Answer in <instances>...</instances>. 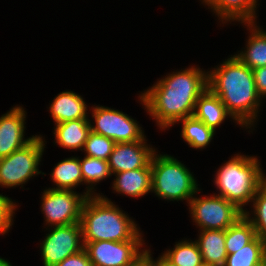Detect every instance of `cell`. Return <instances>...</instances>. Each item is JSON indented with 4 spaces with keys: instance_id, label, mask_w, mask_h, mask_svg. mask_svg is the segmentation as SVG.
Here are the masks:
<instances>
[{
    "instance_id": "32",
    "label": "cell",
    "mask_w": 266,
    "mask_h": 266,
    "mask_svg": "<svg viewBox=\"0 0 266 266\" xmlns=\"http://www.w3.org/2000/svg\"><path fill=\"white\" fill-rule=\"evenodd\" d=\"M144 255L149 259L152 266H176L175 264L170 262L163 254L159 256L156 261L153 260L150 249H145Z\"/></svg>"
},
{
    "instance_id": "34",
    "label": "cell",
    "mask_w": 266,
    "mask_h": 266,
    "mask_svg": "<svg viewBox=\"0 0 266 266\" xmlns=\"http://www.w3.org/2000/svg\"><path fill=\"white\" fill-rule=\"evenodd\" d=\"M9 264H10L9 261H7L4 258L0 257V266H8Z\"/></svg>"
},
{
    "instance_id": "7",
    "label": "cell",
    "mask_w": 266,
    "mask_h": 266,
    "mask_svg": "<svg viewBox=\"0 0 266 266\" xmlns=\"http://www.w3.org/2000/svg\"><path fill=\"white\" fill-rule=\"evenodd\" d=\"M188 205L199 231L226 230L244 215L234 203L217 194L203 198L193 196Z\"/></svg>"
},
{
    "instance_id": "5",
    "label": "cell",
    "mask_w": 266,
    "mask_h": 266,
    "mask_svg": "<svg viewBox=\"0 0 266 266\" xmlns=\"http://www.w3.org/2000/svg\"><path fill=\"white\" fill-rule=\"evenodd\" d=\"M157 153L151 159V192L163 200H187L189 204L191 198L200 191L194 175L173 156Z\"/></svg>"
},
{
    "instance_id": "27",
    "label": "cell",
    "mask_w": 266,
    "mask_h": 266,
    "mask_svg": "<svg viewBox=\"0 0 266 266\" xmlns=\"http://www.w3.org/2000/svg\"><path fill=\"white\" fill-rule=\"evenodd\" d=\"M253 202V217L245 210L244 215L251 222L255 234L266 244V184L263 183L255 193Z\"/></svg>"
},
{
    "instance_id": "11",
    "label": "cell",
    "mask_w": 266,
    "mask_h": 266,
    "mask_svg": "<svg viewBox=\"0 0 266 266\" xmlns=\"http://www.w3.org/2000/svg\"><path fill=\"white\" fill-rule=\"evenodd\" d=\"M41 243L43 266H56L84 249L81 224L53 226Z\"/></svg>"
},
{
    "instance_id": "30",
    "label": "cell",
    "mask_w": 266,
    "mask_h": 266,
    "mask_svg": "<svg viewBox=\"0 0 266 266\" xmlns=\"http://www.w3.org/2000/svg\"><path fill=\"white\" fill-rule=\"evenodd\" d=\"M56 266H93V264L89 260L86 251L83 249L80 252L65 258Z\"/></svg>"
},
{
    "instance_id": "17",
    "label": "cell",
    "mask_w": 266,
    "mask_h": 266,
    "mask_svg": "<svg viewBox=\"0 0 266 266\" xmlns=\"http://www.w3.org/2000/svg\"><path fill=\"white\" fill-rule=\"evenodd\" d=\"M198 245L204 266H224L227 252L225 248V230H201Z\"/></svg>"
},
{
    "instance_id": "8",
    "label": "cell",
    "mask_w": 266,
    "mask_h": 266,
    "mask_svg": "<svg viewBox=\"0 0 266 266\" xmlns=\"http://www.w3.org/2000/svg\"><path fill=\"white\" fill-rule=\"evenodd\" d=\"M141 235L139 231L128 241L84 243V250L93 266H133L145 253V249H141L145 244Z\"/></svg>"
},
{
    "instance_id": "23",
    "label": "cell",
    "mask_w": 266,
    "mask_h": 266,
    "mask_svg": "<svg viewBox=\"0 0 266 266\" xmlns=\"http://www.w3.org/2000/svg\"><path fill=\"white\" fill-rule=\"evenodd\" d=\"M182 122L181 137L188 145L195 149H204L210 144L215 130L208 127L194 116L179 120Z\"/></svg>"
},
{
    "instance_id": "21",
    "label": "cell",
    "mask_w": 266,
    "mask_h": 266,
    "mask_svg": "<svg viewBox=\"0 0 266 266\" xmlns=\"http://www.w3.org/2000/svg\"><path fill=\"white\" fill-rule=\"evenodd\" d=\"M50 175L52 182L56 184L52 189L74 190L78 185L83 184L78 157L71 156L58 162Z\"/></svg>"
},
{
    "instance_id": "28",
    "label": "cell",
    "mask_w": 266,
    "mask_h": 266,
    "mask_svg": "<svg viewBox=\"0 0 266 266\" xmlns=\"http://www.w3.org/2000/svg\"><path fill=\"white\" fill-rule=\"evenodd\" d=\"M115 144L116 143L112 139L91 131L84 144L83 150L88 157L108 161Z\"/></svg>"
},
{
    "instance_id": "2",
    "label": "cell",
    "mask_w": 266,
    "mask_h": 266,
    "mask_svg": "<svg viewBox=\"0 0 266 266\" xmlns=\"http://www.w3.org/2000/svg\"><path fill=\"white\" fill-rule=\"evenodd\" d=\"M208 88L237 124L246 129L254 126L263 99L256 90L252 69L234 55L208 71Z\"/></svg>"
},
{
    "instance_id": "33",
    "label": "cell",
    "mask_w": 266,
    "mask_h": 266,
    "mask_svg": "<svg viewBox=\"0 0 266 266\" xmlns=\"http://www.w3.org/2000/svg\"><path fill=\"white\" fill-rule=\"evenodd\" d=\"M133 266H152V264L150 263L149 259L144 255Z\"/></svg>"
},
{
    "instance_id": "10",
    "label": "cell",
    "mask_w": 266,
    "mask_h": 266,
    "mask_svg": "<svg viewBox=\"0 0 266 266\" xmlns=\"http://www.w3.org/2000/svg\"><path fill=\"white\" fill-rule=\"evenodd\" d=\"M41 197V210L50 227L79 223L87 196L73 190L45 189ZM81 194V195H80Z\"/></svg>"
},
{
    "instance_id": "13",
    "label": "cell",
    "mask_w": 266,
    "mask_h": 266,
    "mask_svg": "<svg viewBox=\"0 0 266 266\" xmlns=\"http://www.w3.org/2000/svg\"><path fill=\"white\" fill-rule=\"evenodd\" d=\"M26 111L15 106L0 117V158L9 156L15 150L24 147L34 139V135L25 139Z\"/></svg>"
},
{
    "instance_id": "15",
    "label": "cell",
    "mask_w": 266,
    "mask_h": 266,
    "mask_svg": "<svg viewBox=\"0 0 266 266\" xmlns=\"http://www.w3.org/2000/svg\"><path fill=\"white\" fill-rule=\"evenodd\" d=\"M84 99L73 91L60 92L51 102L49 111L55 124L66 121L89 119Z\"/></svg>"
},
{
    "instance_id": "24",
    "label": "cell",
    "mask_w": 266,
    "mask_h": 266,
    "mask_svg": "<svg viewBox=\"0 0 266 266\" xmlns=\"http://www.w3.org/2000/svg\"><path fill=\"white\" fill-rule=\"evenodd\" d=\"M80 166L83 184L88 185L86 187V192H84L86 196L89 197L100 194L94 192L96 190H94L93 186L112 176L108 161L85 156L83 159H80Z\"/></svg>"
},
{
    "instance_id": "9",
    "label": "cell",
    "mask_w": 266,
    "mask_h": 266,
    "mask_svg": "<svg viewBox=\"0 0 266 266\" xmlns=\"http://www.w3.org/2000/svg\"><path fill=\"white\" fill-rule=\"evenodd\" d=\"M92 118L95 124L90 123L93 133L106 136L115 143L141 141L146 136L136 120L123 113L105 106H92Z\"/></svg>"
},
{
    "instance_id": "25",
    "label": "cell",
    "mask_w": 266,
    "mask_h": 266,
    "mask_svg": "<svg viewBox=\"0 0 266 266\" xmlns=\"http://www.w3.org/2000/svg\"><path fill=\"white\" fill-rule=\"evenodd\" d=\"M255 229L245 215L225 230V248L227 255L243 248L254 237Z\"/></svg>"
},
{
    "instance_id": "16",
    "label": "cell",
    "mask_w": 266,
    "mask_h": 266,
    "mask_svg": "<svg viewBox=\"0 0 266 266\" xmlns=\"http://www.w3.org/2000/svg\"><path fill=\"white\" fill-rule=\"evenodd\" d=\"M112 188L114 192L133 198L144 196L152 189L151 168H138L116 173Z\"/></svg>"
},
{
    "instance_id": "1",
    "label": "cell",
    "mask_w": 266,
    "mask_h": 266,
    "mask_svg": "<svg viewBox=\"0 0 266 266\" xmlns=\"http://www.w3.org/2000/svg\"><path fill=\"white\" fill-rule=\"evenodd\" d=\"M192 66L169 73L139 95L148 114L161 130L193 116L199 96L208 88V72Z\"/></svg>"
},
{
    "instance_id": "12",
    "label": "cell",
    "mask_w": 266,
    "mask_h": 266,
    "mask_svg": "<svg viewBox=\"0 0 266 266\" xmlns=\"http://www.w3.org/2000/svg\"><path fill=\"white\" fill-rule=\"evenodd\" d=\"M146 141L145 137L141 141L116 143L108 159L111 174L151 168V159L156 149Z\"/></svg>"
},
{
    "instance_id": "22",
    "label": "cell",
    "mask_w": 266,
    "mask_h": 266,
    "mask_svg": "<svg viewBox=\"0 0 266 266\" xmlns=\"http://www.w3.org/2000/svg\"><path fill=\"white\" fill-rule=\"evenodd\" d=\"M266 260V244L255 236L243 248L228 254L224 266H260Z\"/></svg>"
},
{
    "instance_id": "20",
    "label": "cell",
    "mask_w": 266,
    "mask_h": 266,
    "mask_svg": "<svg viewBox=\"0 0 266 266\" xmlns=\"http://www.w3.org/2000/svg\"><path fill=\"white\" fill-rule=\"evenodd\" d=\"M251 36L246 41L247 47L235 56L250 69L266 66V31L257 26L256 22L243 23ZM260 27V28H259Z\"/></svg>"
},
{
    "instance_id": "35",
    "label": "cell",
    "mask_w": 266,
    "mask_h": 266,
    "mask_svg": "<svg viewBox=\"0 0 266 266\" xmlns=\"http://www.w3.org/2000/svg\"><path fill=\"white\" fill-rule=\"evenodd\" d=\"M260 266H266V260Z\"/></svg>"
},
{
    "instance_id": "6",
    "label": "cell",
    "mask_w": 266,
    "mask_h": 266,
    "mask_svg": "<svg viewBox=\"0 0 266 266\" xmlns=\"http://www.w3.org/2000/svg\"><path fill=\"white\" fill-rule=\"evenodd\" d=\"M44 142L42 135H35L24 147L0 158L1 187H23L30 178L42 173L38 166L46 146Z\"/></svg>"
},
{
    "instance_id": "31",
    "label": "cell",
    "mask_w": 266,
    "mask_h": 266,
    "mask_svg": "<svg viewBox=\"0 0 266 266\" xmlns=\"http://www.w3.org/2000/svg\"><path fill=\"white\" fill-rule=\"evenodd\" d=\"M256 90L261 98L266 96V66L253 69Z\"/></svg>"
},
{
    "instance_id": "3",
    "label": "cell",
    "mask_w": 266,
    "mask_h": 266,
    "mask_svg": "<svg viewBox=\"0 0 266 266\" xmlns=\"http://www.w3.org/2000/svg\"><path fill=\"white\" fill-rule=\"evenodd\" d=\"M80 224L83 243L96 241H128L140 230L132 218L103 195L87 197Z\"/></svg>"
},
{
    "instance_id": "19",
    "label": "cell",
    "mask_w": 266,
    "mask_h": 266,
    "mask_svg": "<svg viewBox=\"0 0 266 266\" xmlns=\"http://www.w3.org/2000/svg\"><path fill=\"white\" fill-rule=\"evenodd\" d=\"M90 119H78L55 124L54 138L59 146L71 150H83L88 138L90 129Z\"/></svg>"
},
{
    "instance_id": "29",
    "label": "cell",
    "mask_w": 266,
    "mask_h": 266,
    "mask_svg": "<svg viewBox=\"0 0 266 266\" xmlns=\"http://www.w3.org/2000/svg\"><path fill=\"white\" fill-rule=\"evenodd\" d=\"M17 207L12 199L0 194V234L8 233L13 225V215Z\"/></svg>"
},
{
    "instance_id": "26",
    "label": "cell",
    "mask_w": 266,
    "mask_h": 266,
    "mask_svg": "<svg viewBox=\"0 0 266 266\" xmlns=\"http://www.w3.org/2000/svg\"><path fill=\"white\" fill-rule=\"evenodd\" d=\"M163 255L176 266H204L202 255L195 241L181 240Z\"/></svg>"
},
{
    "instance_id": "36",
    "label": "cell",
    "mask_w": 266,
    "mask_h": 266,
    "mask_svg": "<svg viewBox=\"0 0 266 266\" xmlns=\"http://www.w3.org/2000/svg\"><path fill=\"white\" fill-rule=\"evenodd\" d=\"M264 183L266 184V177H265V174H264Z\"/></svg>"
},
{
    "instance_id": "4",
    "label": "cell",
    "mask_w": 266,
    "mask_h": 266,
    "mask_svg": "<svg viewBox=\"0 0 266 266\" xmlns=\"http://www.w3.org/2000/svg\"><path fill=\"white\" fill-rule=\"evenodd\" d=\"M257 157L235 154L216 172L215 186L219 196L234 203L243 212L264 183V173ZM244 206V207H243Z\"/></svg>"
},
{
    "instance_id": "14",
    "label": "cell",
    "mask_w": 266,
    "mask_h": 266,
    "mask_svg": "<svg viewBox=\"0 0 266 266\" xmlns=\"http://www.w3.org/2000/svg\"><path fill=\"white\" fill-rule=\"evenodd\" d=\"M208 9H212L222 23L238 21L250 23L256 21V6L259 0H202ZM227 21V22H226Z\"/></svg>"
},
{
    "instance_id": "18",
    "label": "cell",
    "mask_w": 266,
    "mask_h": 266,
    "mask_svg": "<svg viewBox=\"0 0 266 266\" xmlns=\"http://www.w3.org/2000/svg\"><path fill=\"white\" fill-rule=\"evenodd\" d=\"M193 116L216 130L226 118H232L220 98L207 88L197 99Z\"/></svg>"
}]
</instances>
